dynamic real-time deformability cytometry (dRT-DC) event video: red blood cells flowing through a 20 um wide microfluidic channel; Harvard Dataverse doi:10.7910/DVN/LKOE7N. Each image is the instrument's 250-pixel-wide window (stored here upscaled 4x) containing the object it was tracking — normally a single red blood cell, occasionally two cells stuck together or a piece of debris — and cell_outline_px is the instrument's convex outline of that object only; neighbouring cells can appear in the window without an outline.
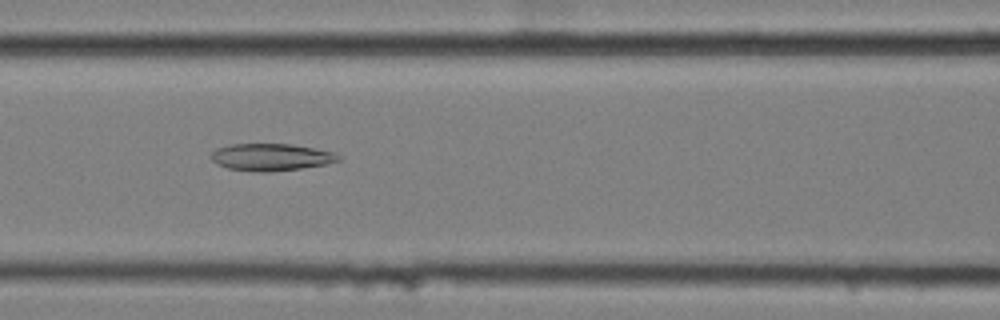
{"species": "common noctule bat (a hibernating species)", "species_latin": "Nyctalus noctula", "temperature_condition": "cold", "stored_images_in_passage": 58, "camera_frame_rate_fps": 3000, "um_per_image_px": 0.085, "animal": {"sex": "female", "body_mass_g": 25.1}, "frame": {"image": 1, "passage_image": 25, "time_ms": 8.0, "image_size_px": [1000, 320], "cell_outline_px": [[340, 160], [324, 164], [300, 168], [272, 172], [256, 172], [228, 168], [216, 164], [208, 156], [216, 148], [228, 144], [292, 144], [332, 152], [340, 156]], "centroid_in_image_um": [22.96, 13.35], "position_along_channel_um": 143.6, "area_um2": 20.11}}
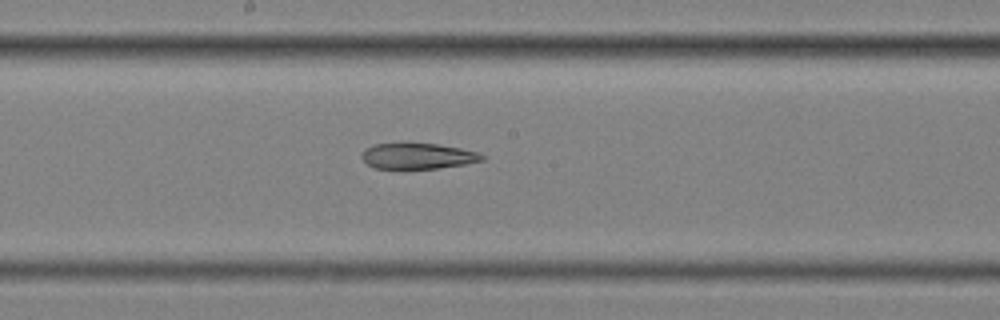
{"frame": {"image": 2, "passage_image": 31, "time_ms": 10.0, "image_size_px": [1000, 320], "cell_outline_px": [[484, 160], [464, 164], [436, 168], [376, 168], [368, 164], [360, 156], [364, 148], [372, 144], [400, 140], [408, 140], [436, 144], [460, 148], [480, 152], [484, 156]], "centroid_in_image_um": [35.44, 13.19], "position_along_channel_um": 212.8, "area_um2": 18.84}}
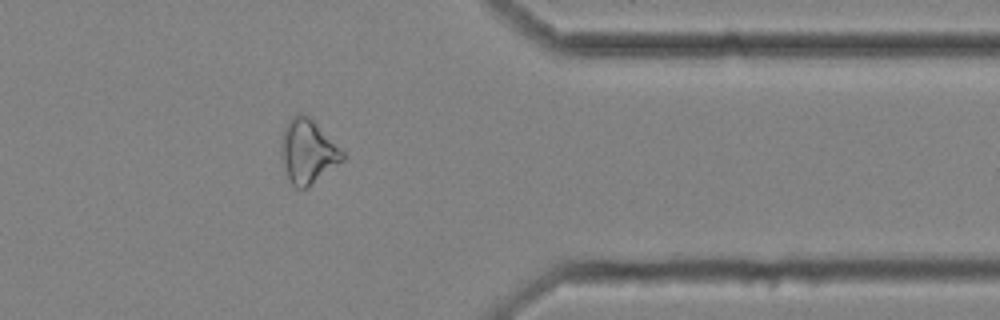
{"frame": {"image": 3, "passage_image": 47, "time_ms": 15.333, "image_size_px": [1000, 320], "cell_outline_px": [[344, 160], [308, 188], [296, 188], [292, 184], [288, 176], [284, 164], [280, 144], [280, 136], [288, 120], [296, 112], [300, 112], [312, 116], [344, 152]], "centroid_in_image_um": [26.17, 12.81], "position_along_channel_um": 385.2, "area_um2": 23.29}}